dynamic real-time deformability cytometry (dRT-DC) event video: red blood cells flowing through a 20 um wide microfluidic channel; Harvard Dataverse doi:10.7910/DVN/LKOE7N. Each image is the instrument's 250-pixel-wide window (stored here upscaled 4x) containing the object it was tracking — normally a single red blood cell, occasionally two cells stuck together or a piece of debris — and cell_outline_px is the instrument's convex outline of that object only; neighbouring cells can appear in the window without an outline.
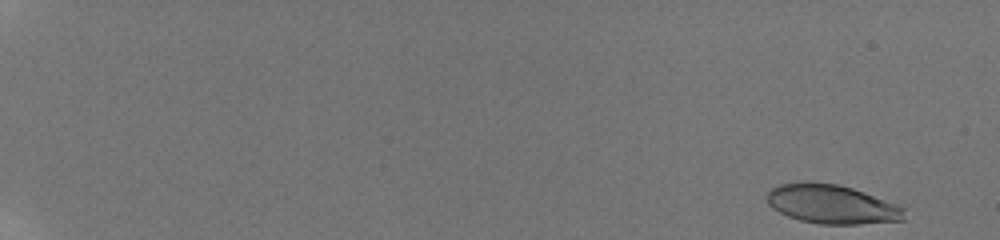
{"species": "human", "species_latin": "Homo sapiens", "temperature_condition": "room temperature", "stored_images_in_passage": 12, "camera_frame_rate_fps": 3000, "um_per_image_px": 0.085, "donor": {"sex": "male"}, "frame": {"image": 1, "passage_image": 1, "time_ms": 0.0, "image_size_px": [1000, 240], "cell_outline_px": [[904, 220], [860, 224], [820, 224], [800, 220], [788, 216], [772, 208], [768, 204], [768, 192], [772, 188], [780, 184], [808, 180], [836, 184], [852, 188], [904, 204]], "centroid_in_image_um": [70.76, 17.34], "position_along_channel_um": 14.2, "area_um2": 31.73}}
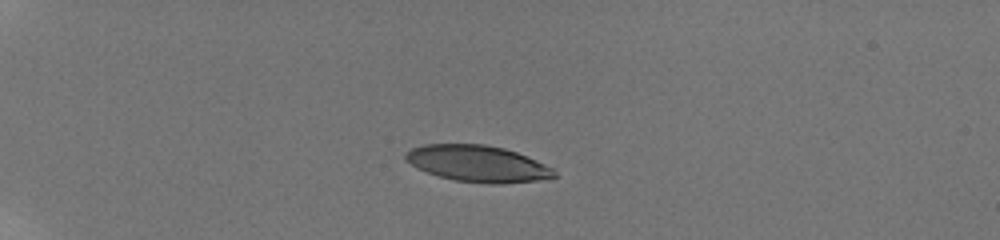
{"frame": {"image": 2, "passage_image": 8, "time_ms": 4.667, "image_size_px": [1000, 240], "cell_outline_px": [[560, 176], [536, 180], [500, 184], [488, 184], [456, 180], [440, 176], [416, 168], [404, 160], [404, 152], [412, 148], [424, 144], [484, 144], [504, 148], [516, 152], [536, 160], [552, 168]], "centroid_in_image_um": [40.58, 13.9], "position_along_channel_um": 44.4, "area_um2": 31.56}}
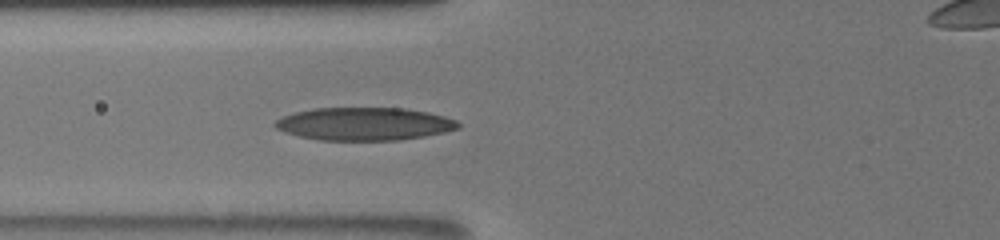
{"frame": {"image": 3, "passage_image": 12, "time_ms": 7.667, "image_size_px": [1000, 240], "cell_outline_px": [[460, 128], [444, 132], [424, 136], [396, 140], [320, 140], [300, 136], [284, 132], [276, 128], [272, 124], [276, 120], [284, 116], [296, 112], [312, 108], [404, 108], [428, 112], [444, 116], [456, 120], [460, 124]], "centroid_in_image_um": [30.96, 10.53], "position_along_channel_um": 94.8, "area_um2": 35.03}}